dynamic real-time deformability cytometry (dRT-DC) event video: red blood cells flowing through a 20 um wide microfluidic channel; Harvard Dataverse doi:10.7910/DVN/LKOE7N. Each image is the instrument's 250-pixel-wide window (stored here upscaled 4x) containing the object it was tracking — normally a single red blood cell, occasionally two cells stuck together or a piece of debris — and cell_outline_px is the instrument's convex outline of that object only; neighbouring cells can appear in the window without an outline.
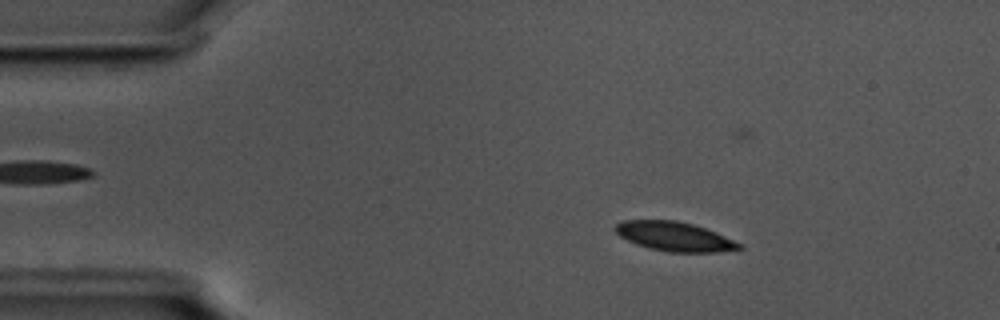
{"species": "common noctule bat (a hibernating species)", "species_latin": "Nyctalus noctula", "temperature_condition": "cold", "stored_images_in_passage": 57, "camera_frame_rate_fps": 3000, "um_per_image_px": 0.085, "animal": {"sex": "male", "body_mass_g": 17.5, "forearm_length_mm": 52.3}, "frame": {"image": 1, "passage_image": 9, "time_ms": 2.667, "image_size_px": [1000, 320], "cell_outline_px": [[744, 248], [716, 252], [668, 252], [648, 248], [636, 244], [620, 236], [612, 228], [616, 224], [624, 220], [676, 220], [692, 224], [716, 232], [744, 244]], "centroid_in_image_um": [57.34, 20.1], "position_along_channel_um": 27.7, "area_um2": 21.21}}
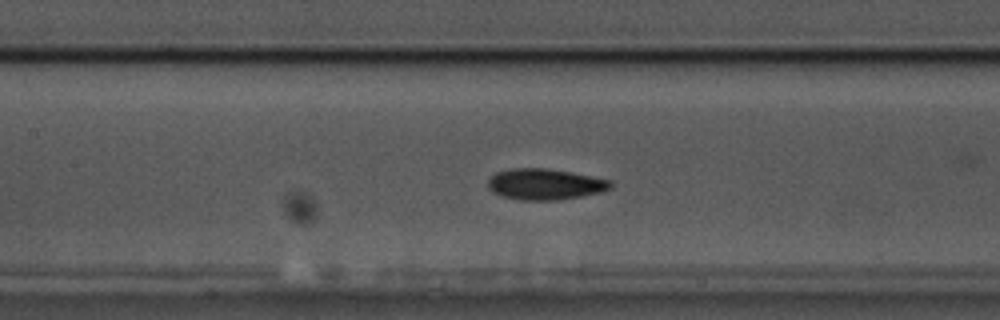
{"frame": {"image": 2, "passage_image": 25, "time_ms": 8.0, "image_size_px": [1000, 320], "cell_outline_px": [[612, 188], [600, 192], [580, 196], [556, 200], [520, 200], [504, 196], [492, 192], [488, 188], [488, 180], [496, 172], [512, 168], [544, 168], [568, 172], [612, 180]], "centroid_in_image_um": [46.31, 15.66], "position_along_channel_um": 161.1, "area_um2": 21.96}}
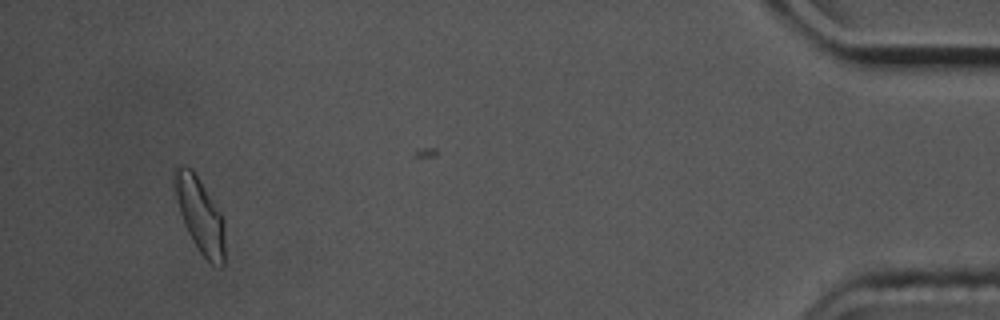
{"frame": {"image": 3, "passage_image": 53, "time_ms": 17.333, "image_size_px": [1000, 320], "cell_outline_px": [[224, 268], [220, 268], [212, 264], [200, 252], [192, 240], [184, 224], [180, 212], [172, 180], [172, 168], [176, 164], [184, 164], [192, 168], [220, 212], [224, 220]], "centroid_in_image_um": [16.97, 18.23], "position_along_channel_um": 418.2, "area_um2": 22.2}, "authors_computed_cell_mechanics": {"area_um2": 21.2704, "velocity_mm_per_s": 3.5601, "shape_relaxation_time_tau1_ms": 6.4467, "shape_relaxation_time_tau2_ms": 2.5505, "deformation_change_tau1": 0.1971, "deformation_change_tau2": 0.0604}}